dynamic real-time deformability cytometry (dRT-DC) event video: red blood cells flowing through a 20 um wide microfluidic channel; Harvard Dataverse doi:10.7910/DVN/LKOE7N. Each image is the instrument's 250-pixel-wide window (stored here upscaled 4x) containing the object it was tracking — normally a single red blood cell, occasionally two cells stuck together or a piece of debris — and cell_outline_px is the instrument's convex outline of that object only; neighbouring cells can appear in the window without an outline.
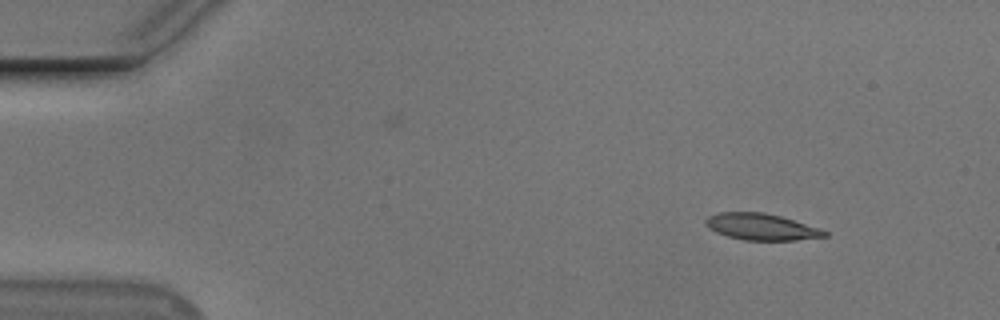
{"species": "Egyptian fruit bat (a non-hibernating species)", "species_latin": "Rousettus aegyptiacus", "temperature_condition": "cold", "stored_images_in_passage": 5, "camera_frame_rate_fps": 3000, "um_per_image_px": 0.085, "animal": {"sex": "male"}, "frame": {"image": 1, "passage_image": 1, "time_ms": 0.0, "image_size_px": [1000, 320], "cell_outline_px": [[828, 236], [796, 240], [744, 240], [728, 236], [716, 232], [704, 220], [708, 216], [720, 212], [764, 212], [780, 216], [820, 228], [828, 232]], "centroid_in_image_um": [64.75, 19.28], "position_along_channel_um": 20.2, "area_um2": 18.15}}
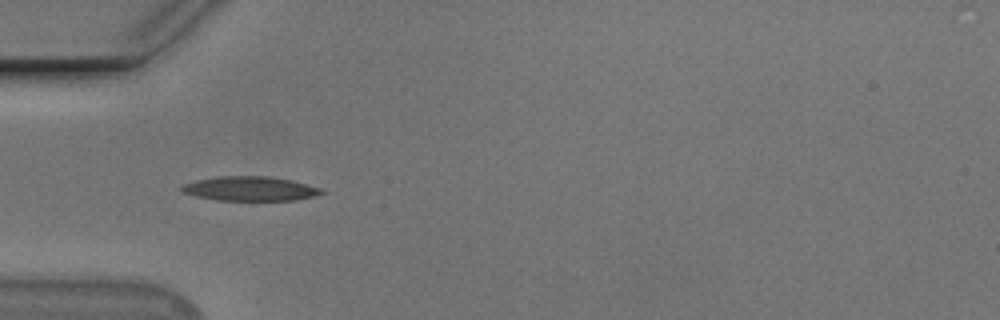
{"frame": {"image": 2, "passage_image": 4, "time_ms": 3.667, "image_size_px": [1000, 320], "cell_outline_px": [[324, 192], [312, 196], [296, 200], [216, 200], [196, 196], [184, 192], [180, 188], [184, 184], [196, 180], [220, 176], [268, 176], [292, 180], [320, 188]], "centroid_in_image_um": [21.24, 16.03], "position_along_channel_um": 63.8, "area_um2": 19.59}}